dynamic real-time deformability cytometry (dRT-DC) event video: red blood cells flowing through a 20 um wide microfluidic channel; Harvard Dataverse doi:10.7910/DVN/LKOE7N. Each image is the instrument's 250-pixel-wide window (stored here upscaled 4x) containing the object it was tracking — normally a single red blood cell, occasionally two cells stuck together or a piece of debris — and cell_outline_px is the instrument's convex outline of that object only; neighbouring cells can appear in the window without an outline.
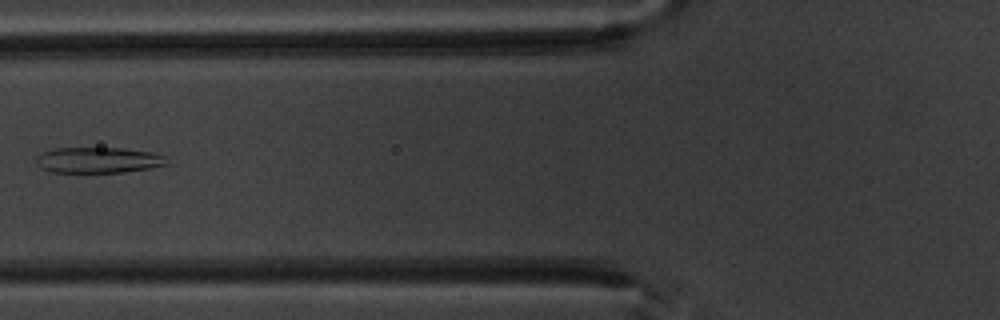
{"species": "common noctule bat (a hibernating species)", "species_latin": "Nyctalus noctula", "temperature_condition": "warm", "stored_images_in_passage": 6, "camera_frame_rate_fps": 3000, "um_per_image_px": 0.085, "animal": {"sex": "male", "body_mass_g": 20.1, "forearm_length_mm": 53.5}, "frame": {"image": 1, "passage_image": 5, "time_ms": 4.667, "image_size_px": [1000, 320], "cell_outline_px": [[164, 164], [148, 168], [124, 172], [52, 172], [40, 168], [36, 160], [36, 156], [44, 152], [56, 148], [120, 148], [156, 152], [164, 156]], "centroid_in_image_um": [8.31, 13.6], "position_along_channel_um": 117.5, "area_um2": 19.36}}